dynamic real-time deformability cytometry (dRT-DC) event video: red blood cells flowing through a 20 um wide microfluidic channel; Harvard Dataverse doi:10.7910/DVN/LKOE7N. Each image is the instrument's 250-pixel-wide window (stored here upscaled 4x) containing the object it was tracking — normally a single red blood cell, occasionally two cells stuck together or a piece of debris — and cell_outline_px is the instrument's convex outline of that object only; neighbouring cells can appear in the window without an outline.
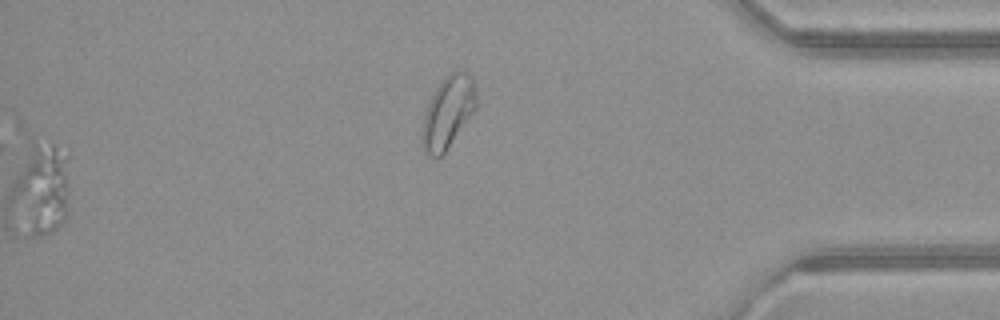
{"species": "common noctule bat (a hibernating species)", "species_latin": "Nyctalus noctula", "temperature_condition": "warm", "stored_images_in_passage": 35, "segment_of_instrument_passage": [2, 2], "camera_frame_rate_fps": 3000, "um_per_image_px": 0.085, "animal": {"sex": "female", "body_mass_g": 21.9}, "frame": {"image": 1, "passage_image": 35, "time_ms": 11.333, "image_size_px": [1000, 320], "cell_outline_px": [[476, 108], [444, 152], [436, 160], [428, 156], [420, 148], [420, 136], [424, 112], [440, 80], [448, 72], [460, 68], [472, 76], [476, 96]], "centroid_in_image_um": [38.02, 9.53], "position_along_channel_um": 397.2, "area_um2": 23.12}}